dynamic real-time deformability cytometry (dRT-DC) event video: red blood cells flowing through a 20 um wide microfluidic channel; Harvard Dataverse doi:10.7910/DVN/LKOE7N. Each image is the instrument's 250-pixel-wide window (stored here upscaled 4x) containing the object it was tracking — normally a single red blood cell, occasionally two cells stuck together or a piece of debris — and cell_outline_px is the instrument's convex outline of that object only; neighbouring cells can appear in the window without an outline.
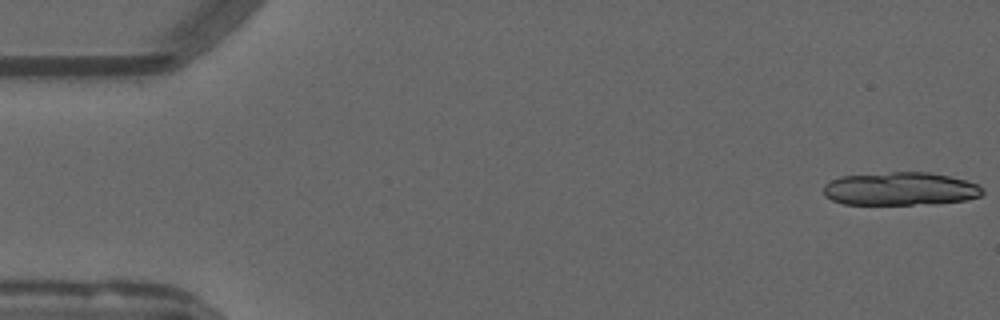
{"species": "common noctule bat (a hibernating species)", "species_latin": "Nyctalus noctula", "temperature_condition": "warm", "stored_images_in_passage": 13, "camera_frame_rate_fps": 3000, "um_per_image_px": 0.085, "animal": {"sex": "male", "forearm_length_mm": 52.5}, "frame": {"image": 1, "passage_image": 1, "time_ms": 0.0, "image_size_px": [1000, 320], "cell_outline_px": [[984, 192], [980, 196], [964, 200], [912, 204], [844, 204], [832, 200], [824, 196], [824, 184], [828, 180], [840, 176], [892, 172], [928, 172], [948, 176], [980, 184], [984, 188]], "centroid_in_image_um": [76.48, 16.04], "position_along_channel_um": 8.5, "area_um2": 30.63}}